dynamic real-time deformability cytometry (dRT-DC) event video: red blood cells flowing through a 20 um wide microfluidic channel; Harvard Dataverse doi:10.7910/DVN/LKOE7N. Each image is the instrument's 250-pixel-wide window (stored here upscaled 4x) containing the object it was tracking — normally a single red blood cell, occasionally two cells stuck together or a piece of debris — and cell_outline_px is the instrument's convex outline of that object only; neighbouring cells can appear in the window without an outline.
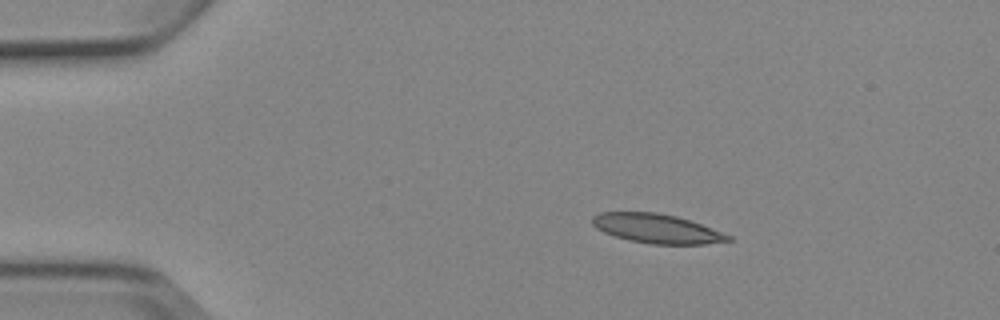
{"species": "Egyptian fruit bat (a non-hibernating species)", "species_latin": "Rousettus aegyptiacus", "temperature_condition": "cold", "stored_images_in_passage": 4, "camera_frame_rate_fps": 3000, "um_per_image_px": 0.085, "animal": {"sex": "female"}, "frame": {"image": 1, "passage_image": 2, "time_ms": 1.333, "image_size_px": [1000, 320], "cell_outline_px": [[732, 240], [704, 244], [652, 244], [628, 240], [604, 232], [596, 228], [592, 224], [592, 216], [600, 212], [656, 212], [676, 216], [700, 224], [732, 236]], "centroid_in_image_um": [55.79, 19.42], "position_along_channel_um": 29.2, "area_um2": 22.95}}
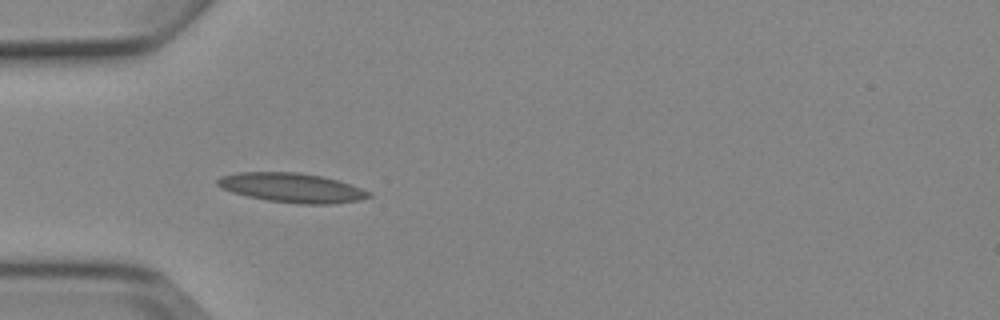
{"frame": {"image": 2, "passage_image": 4, "time_ms": 3.667, "image_size_px": [1000, 320], "cell_outline_px": [[372, 196], [360, 200], [332, 204], [300, 204], [268, 200], [248, 196], [232, 192], [220, 188], [216, 184], [216, 180], [220, 176], [240, 172], [300, 172], [320, 176], [336, 180], [372, 192]], "centroid_in_image_um": [24.79, 15.96], "position_along_channel_um": 60.2, "area_um2": 25.84}}